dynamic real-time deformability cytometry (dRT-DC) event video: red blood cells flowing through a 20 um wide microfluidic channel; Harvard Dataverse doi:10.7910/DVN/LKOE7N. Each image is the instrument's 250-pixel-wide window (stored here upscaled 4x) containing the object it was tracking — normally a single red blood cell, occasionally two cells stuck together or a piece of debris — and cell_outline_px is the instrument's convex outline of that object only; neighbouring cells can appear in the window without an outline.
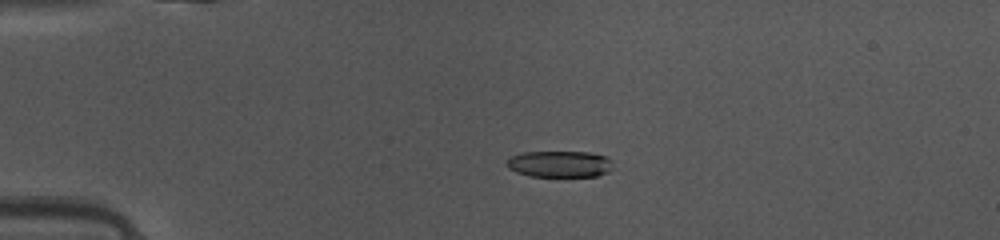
{"species": "common noctule bat (a hibernating species)", "species_latin": "Nyctalus noctula", "temperature_condition": "warm", "stored_images_in_passage": 35, "camera_frame_rate_fps": 3000, "um_per_image_px": 0.085, "animal": {"sex": "female", "body_mass_g": 10.0, "forearm_length_mm": 53.1}, "frame": {"image": 1, "passage_image": 3, "time_ms": 0.667, "image_size_px": [1000, 240], "cell_outline_px": [[612, 168], [608, 172], [596, 176], [528, 176], [516, 172], [508, 168], [508, 160], [512, 156], [524, 152], [588, 152], [608, 156], [612, 160]], "centroid_in_image_um": [47.62, 13.94], "position_along_channel_um": 37.4, "area_um2": 16.36}}
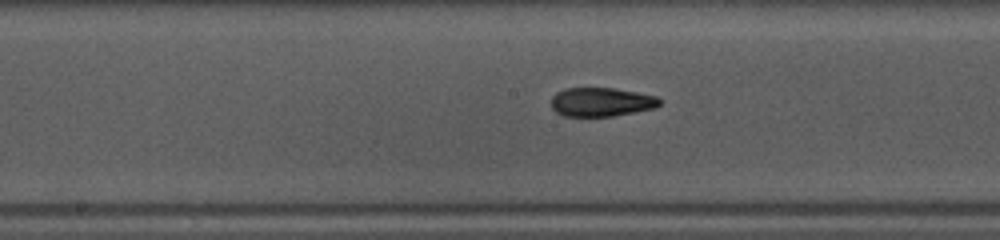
{"frame": {"image": 2, "passage_image": 17, "time_ms": 5.333, "image_size_px": [1000, 240], "cell_outline_px": [[660, 104], [656, 108], [612, 116], [564, 116], [556, 112], [552, 108], [552, 96], [556, 92], [564, 88], [612, 88], [636, 92], [656, 96], [660, 100]], "centroid_in_image_um": [51.09, 8.67], "position_along_channel_um": 197.1, "area_um2": 18.21}}
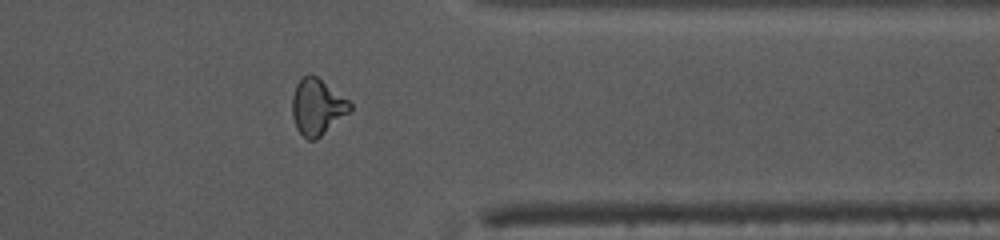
{"frame": {"image": 3, "passage_image": 31, "time_ms": 10.0, "image_size_px": [1000, 240], "cell_outline_px": [[352, 112], [316, 140], [308, 140], [296, 128], [292, 116], [292, 96], [296, 84], [308, 72], [316, 76], [348, 100], [352, 104]], "centroid_in_image_um": [26.98, 9.1], "position_along_channel_um": 384.4, "area_um2": 19.07}, "authors_computed_cell_mechanics": {"area_um2": 18.3226, "velocity_mm_per_s": 4.1505, "shape_relaxation_time_tau1_ms": 3.4313, "shape_relaxation_time_tau2_ms": 2.0763, "deformation_change_tau1": 0.158, "deformation_change_tau2": 0.0719}}